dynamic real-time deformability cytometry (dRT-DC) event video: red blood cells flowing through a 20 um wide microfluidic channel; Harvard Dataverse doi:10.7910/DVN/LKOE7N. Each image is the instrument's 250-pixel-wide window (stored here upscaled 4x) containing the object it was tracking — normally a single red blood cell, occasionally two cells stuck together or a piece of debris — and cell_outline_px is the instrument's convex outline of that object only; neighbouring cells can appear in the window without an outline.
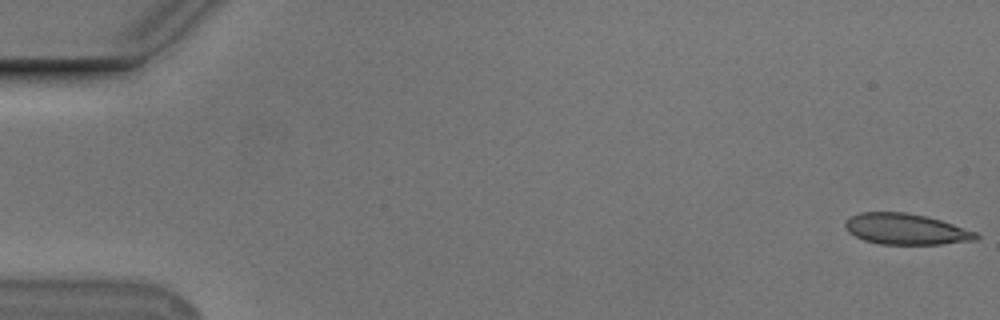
{"species": "Egyptian fruit bat (a non-hibernating species)", "species_latin": "Rousettus aegyptiacus", "temperature_condition": "cold", "stored_images_in_passage": 10, "camera_frame_rate_fps": 3000, "um_per_image_px": 0.085, "animal": {"sex": "male"}, "frame": {"image": 1, "passage_image": 1, "time_ms": 0.0, "image_size_px": [1000, 320], "cell_outline_px": [[980, 236], [976, 240], [940, 244], [880, 244], [864, 240], [848, 232], [844, 224], [852, 216], [860, 212], [904, 212], [924, 216], [940, 220], [976, 232]], "centroid_in_image_um": [77.0, 19.48], "position_along_channel_um": 8.0, "area_um2": 23.29}}